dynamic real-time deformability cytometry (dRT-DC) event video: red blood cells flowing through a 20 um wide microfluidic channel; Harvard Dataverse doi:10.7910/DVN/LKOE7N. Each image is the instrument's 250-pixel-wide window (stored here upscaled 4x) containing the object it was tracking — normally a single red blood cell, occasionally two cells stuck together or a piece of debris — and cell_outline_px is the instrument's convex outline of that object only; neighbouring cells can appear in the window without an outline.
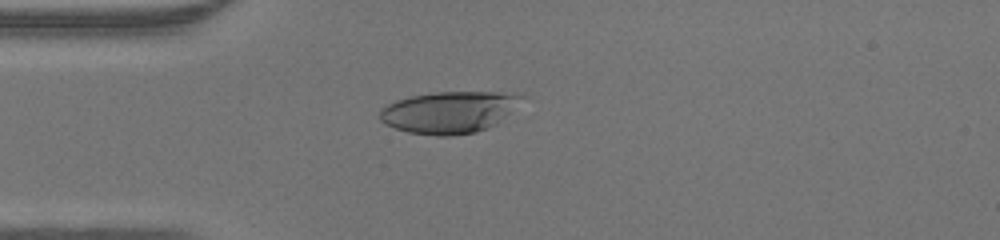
{"species": "human", "species_latin": "Homo sapiens", "temperature_condition": "warm", "stored_images_in_passage": 35, "camera_frame_rate_fps": 3000, "um_per_image_px": 0.085, "donor": {"sex": "male"}, "frame": {"image": 1, "passage_image": 1, "time_ms": 0.0, "image_size_px": [1000, 240], "cell_outline_px": [[524, 96], [496, 124], [476, 132], [448, 136], [436, 136], [408, 132], [396, 128], [380, 120], [380, 108], [396, 100], [412, 96], [436, 92], [496, 92]], "centroid_in_image_um": [38.1, 9.54], "position_along_channel_um": 46.9, "area_um2": 33.81}}
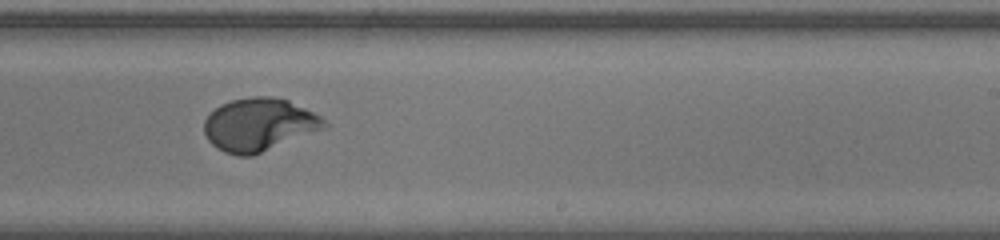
{"frame": {"image": 2, "passage_image": 17, "time_ms": 5.333, "image_size_px": [1000, 240], "cell_outline_px": [[328, 128], [252, 156], [236, 156], [224, 152], [216, 148], [208, 140], [204, 132], [204, 120], [220, 104], [232, 100], [252, 96], [272, 96], [288, 100], [320, 116], [328, 124]], "centroid_in_image_um": [22.03, 10.61], "position_along_channel_um": 267.0, "area_um2": 37.22}}
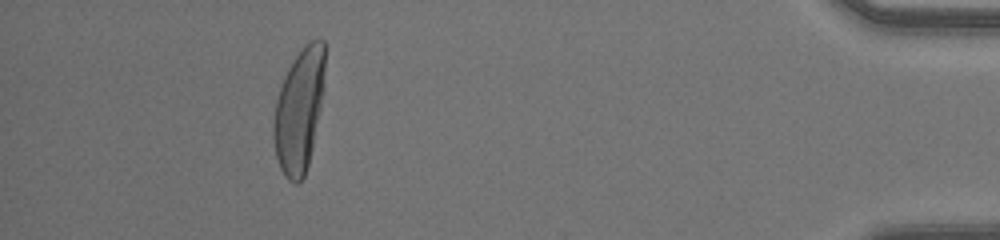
{"frame": {"image": 3, "passage_image": 31, "time_ms": 10.0, "image_size_px": [1000, 240], "cell_outline_px": [[324, 92], [312, 148], [308, 164], [304, 176], [296, 184], [288, 180], [284, 176], [280, 168], [276, 156], [272, 136], [272, 124], [276, 100], [284, 76], [288, 68], [304, 44], [312, 40], [324, 40]], "centroid_in_image_um": [25.41, 9.39], "position_along_channel_um": 409.8, "area_um2": 36.99}}